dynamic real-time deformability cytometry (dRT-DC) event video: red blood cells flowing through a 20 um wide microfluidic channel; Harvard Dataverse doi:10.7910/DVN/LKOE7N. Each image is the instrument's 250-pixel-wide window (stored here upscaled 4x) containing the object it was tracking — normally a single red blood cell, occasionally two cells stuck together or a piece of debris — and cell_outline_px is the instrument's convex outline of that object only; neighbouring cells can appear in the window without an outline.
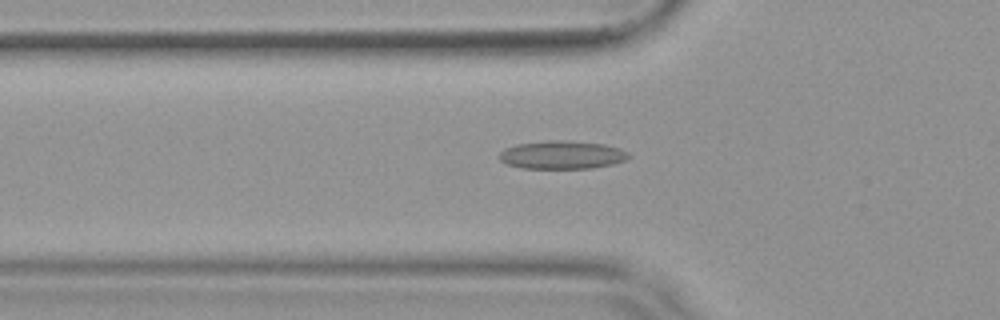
{"species": "common noctule bat (a hibernating species)", "species_latin": "Nyctalus noctula", "temperature_condition": "warm", "stored_images_in_passage": 53, "camera_frame_rate_fps": 3000, "um_per_image_px": 0.085, "animal": {"sex": "female", "body_mass_g": 19.9}, "frame": {"image": 1, "passage_image": 18, "time_ms": 5.667, "image_size_px": [1000, 320], "cell_outline_px": [[632, 156], [624, 160], [612, 164], [592, 168], [520, 168], [504, 164], [496, 156], [504, 148], [516, 144], [548, 140], [560, 140], [604, 144], [620, 148], [628, 152]], "centroid_in_image_um": [47.72, 13.16], "position_along_channel_um": 78.1, "area_um2": 21.44}}
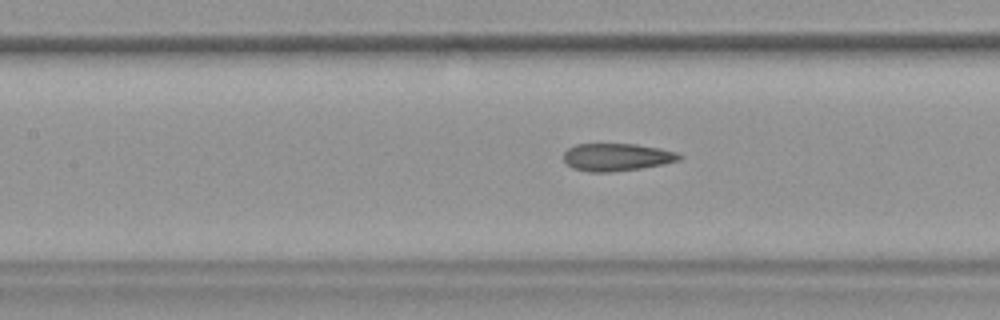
{"frame": {"image": 2, "passage_image": 24, "time_ms": 7.667, "image_size_px": [1000, 320], "cell_outline_px": [[684, 156], [680, 160], [664, 164], [640, 168], [612, 172], [588, 172], [572, 168], [564, 160], [564, 152], [568, 148], [576, 144], [636, 144], [660, 148], [676, 152]], "centroid_in_image_um": [52.43, 13.35], "position_along_channel_um": 155.0, "area_um2": 18.67}}
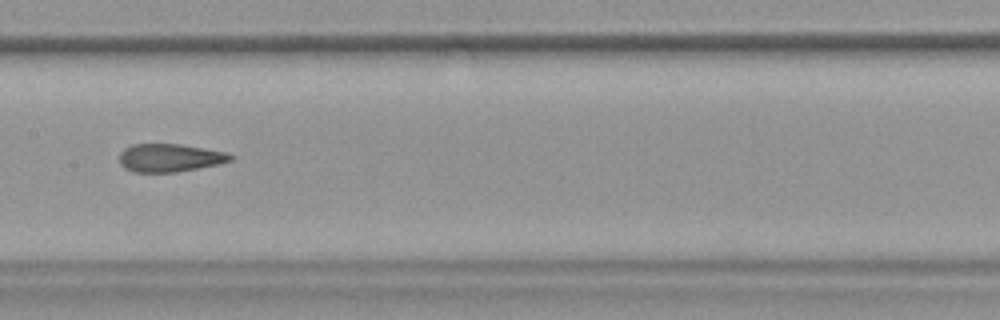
{"frame": {"image": 3, "passage_image": 27, "time_ms": 8.667, "image_size_px": [1000, 320], "cell_outline_px": [[236, 156], [232, 160], [220, 164], [176, 172], [132, 172], [124, 168], [120, 164], [120, 152], [124, 148], [132, 144], [180, 144], [228, 152]], "centroid_in_image_um": [14.45, 13.41], "position_along_channel_um": 192.9, "area_um2": 18.38}, "authors_computed_cell_mechanics": {"area_um2": 19.363, "velocity_mm_per_s": 3.8101, "shape_relaxation_time_tau1_ms": null, "shape_relaxation_time_tau2_ms": 1.3432, "deformation_change_tau1": null, "deformation_change_tau2": 0.1088}}